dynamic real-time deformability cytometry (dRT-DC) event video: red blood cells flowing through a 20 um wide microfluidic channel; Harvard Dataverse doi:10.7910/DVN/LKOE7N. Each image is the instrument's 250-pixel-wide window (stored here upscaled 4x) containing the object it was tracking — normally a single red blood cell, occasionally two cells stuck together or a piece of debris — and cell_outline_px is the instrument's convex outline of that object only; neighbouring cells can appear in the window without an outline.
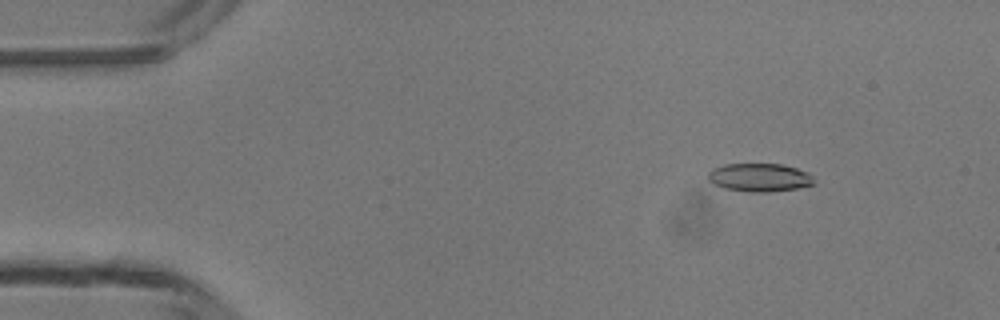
{"species": "common noctule bat (a hibernating species)", "species_latin": "Nyctalus noctula", "temperature_condition": "room temperature", "stored_images_in_passage": 4, "camera_frame_rate_fps": 3000, "um_per_image_px": 0.085, "animal": {"sex": "male", "body_mass_g": 13.3}, "frame": {"image": 1, "passage_image": 2, "time_ms": 1.0, "image_size_px": [1000, 320], "cell_outline_px": [[816, 184], [796, 188], [768, 192], [752, 192], [724, 188], [712, 184], [708, 180], [708, 172], [712, 168], [724, 164], [784, 164], [808, 172], [812, 176]], "centroid_in_image_um": [64.54, 15.08], "position_along_channel_um": 20.5, "area_um2": 17.57}}